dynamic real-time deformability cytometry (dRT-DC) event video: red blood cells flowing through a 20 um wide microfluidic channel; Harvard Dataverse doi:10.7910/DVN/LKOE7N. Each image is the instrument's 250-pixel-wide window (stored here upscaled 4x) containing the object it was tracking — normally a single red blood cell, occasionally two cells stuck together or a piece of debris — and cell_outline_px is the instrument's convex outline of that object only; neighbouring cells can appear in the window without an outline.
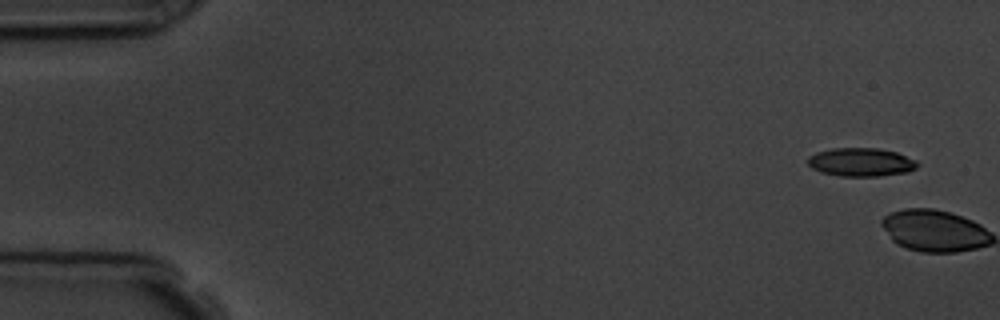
{"species": "common noctule bat (a hibernating species)", "species_latin": "Nyctalus noctula", "temperature_condition": "room temperature", "stored_images_in_passage": 2, "camera_frame_rate_fps": 3000, "um_per_image_px": 0.085, "animal": {"sex": "male", "body_mass_g": 19.5, "forearm_length_mm": 54.6}, "frame": {"image": 1, "passage_image": 1, "time_ms": 0.0, "image_size_px": [1000, 320], "cell_outline_px": [[920, 164], [916, 168], [908, 172], [880, 176], [840, 176], [820, 172], [812, 168], [808, 164], [808, 156], [816, 152], [832, 148], [880, 148], [896, 152], [916, 160]], "centroid_in_image_um": [73.19, 13.78], "position_along_channel_um": 11.8, "area_um2": 18.32}}